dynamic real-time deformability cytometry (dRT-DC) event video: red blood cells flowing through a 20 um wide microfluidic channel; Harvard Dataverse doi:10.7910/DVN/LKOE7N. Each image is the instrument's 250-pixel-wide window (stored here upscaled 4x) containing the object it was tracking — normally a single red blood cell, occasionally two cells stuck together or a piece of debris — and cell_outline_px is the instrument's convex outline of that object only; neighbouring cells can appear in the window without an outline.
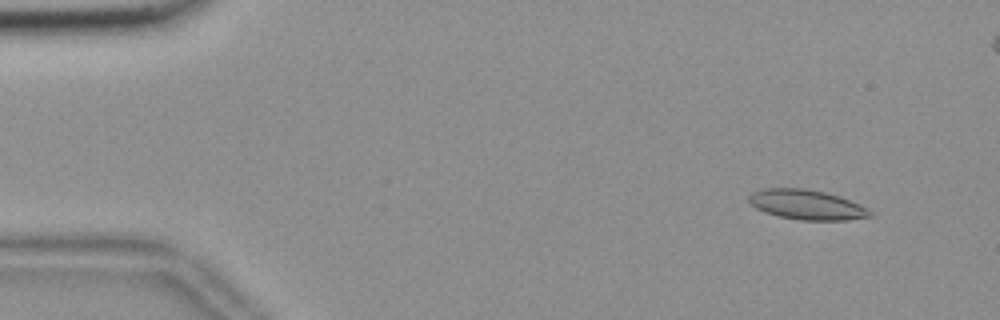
{"species": "common noctule bat (a hibernating species)", "species_latin": "Nyctalus noctula", "temperature_condition": "room temperature", "stored_images_in_passage": 56, "camera_frame_rate_fps": 3000, "um_per_image_px": 0.085, "animal": {"sex": "female", "body_mass_g": 18.4}, "frame": {"image": 1, "passage_image": 5, "time_ms": 1.333, "image_size_px": [1000, 320], "cell_outline_px": [[876, 216], [848, 220], [800, 220], [776, 216], [764, 212], [756, 208], [748, 200], [748, 196], [752, 192], [764, 188], [804, 188], [824, 192], [840, 196], [860, 204], [872, 212]], "centroid_in_image_um": [68.59, 17.4], "position_along_channel_um": 16.4, "area_um2": 21.27}}
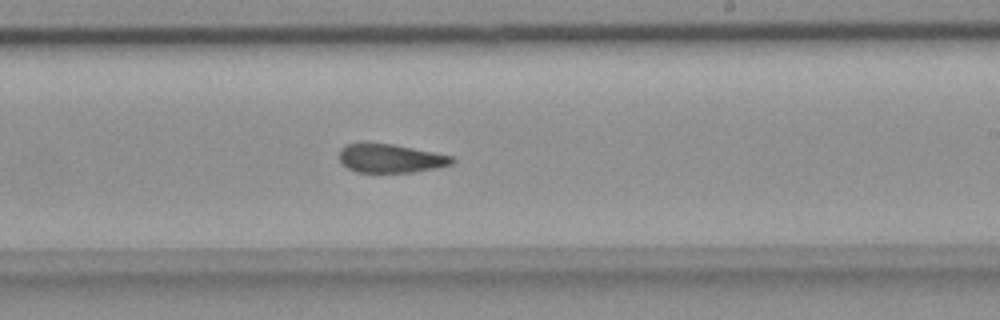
{"frame": {"image": 2, "passage_image": 33, "time_ms": 10.667, "image_size_px": [1000, 320], "cell_outline_px": [[456, 160], [452, 164], [436, 168], [412, 172], [356, 172], [348, 168], [340, 160], [340, 148], [348, 144], [364, 140], [392, 144], [452, 156]], "centroid_in_image_um": [33.15, 13.43], "position_along_channel_um": 255.8, "area_um2": 19.07}}
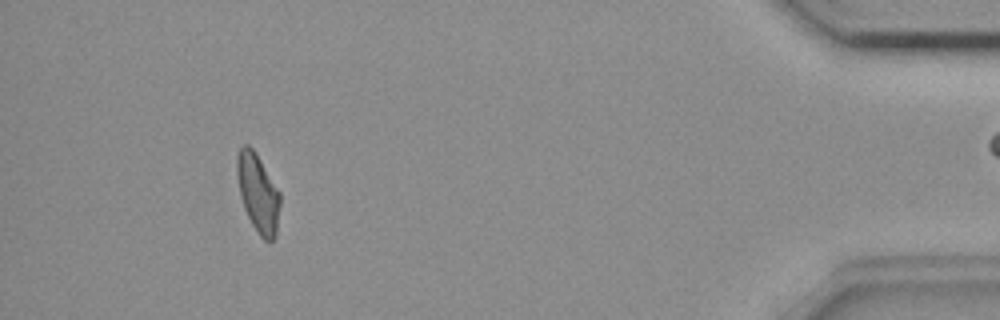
{"frame": {"image": 3, "passage_image": 51, "time_ms": 16.667, "image_size_px": [1000, 320], "cell_outline_px": [[280, 204], [276, 236], [272, 240], [264, 240], [260, 236], [252, 224], [244, 208], [240, 196], [236, 172], [236, 156], [240, 148], [244, 144], [248, 144], [256, 152], [280, 192]], "centroid_in_image_um": [21.92, 16.38], "position_along_channel_um": 413.3, "area_um2": 19.77}, "authors_computed_cell_mechanics": {"area_um2": 20.0277, "velocity_mm_per_s": 3.6815, "shape_relaxation_time_tau1_ms": 8.2768, "shape_relaxation_time_tau2_ms": 3.2633, "deformation_change_tau1": 0.1843, "deformation_change_tau2": 0.1055}}